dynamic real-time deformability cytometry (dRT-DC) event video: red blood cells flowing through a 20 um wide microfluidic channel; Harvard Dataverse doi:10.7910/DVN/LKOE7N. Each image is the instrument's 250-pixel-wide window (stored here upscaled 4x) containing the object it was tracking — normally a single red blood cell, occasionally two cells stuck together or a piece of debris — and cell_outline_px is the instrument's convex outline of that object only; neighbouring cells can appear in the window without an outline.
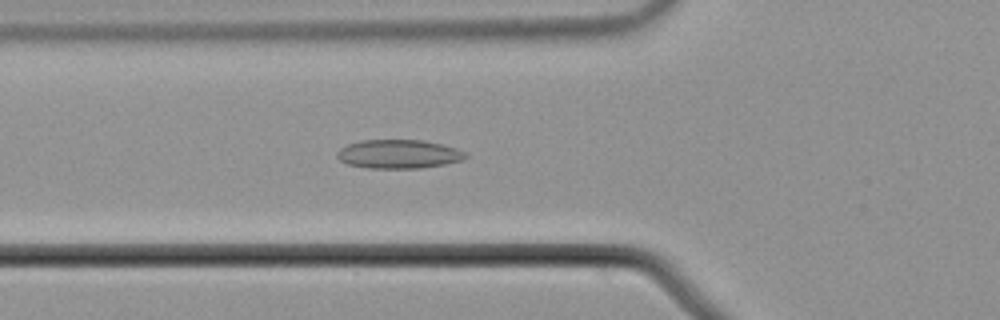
{"species": "common noctule bat (a hibernating species)", "species_latin": "Nyctalus noctula", "temperature_condition": "cold", "stored_images_in_passage": 56, "camera_frame_rate_fps": 3000, "um_per_image_px": 0.085, "animal": {"sex": "male", "body_mass_g": 21.5, "forearm_length_mm": 52.0}, "frame": {"image": 1, "passage_image": 21, "time_ms": 6.667, "image_size_px": [1000, 320], "cell_outline_px": [[468, 156], [464, 160], [444, 164], [420, 168], [368, 168], [348, 164], [340, 160], [336, 156], [336, 152], [340, 148], [348, 144], [360, 140], [424, 140], [456, 148], [468, 152]], "centroid_in_image_um": [33.9, 13.09], "position_along_channel_um": 91.9, "area_um2": 21.68}}
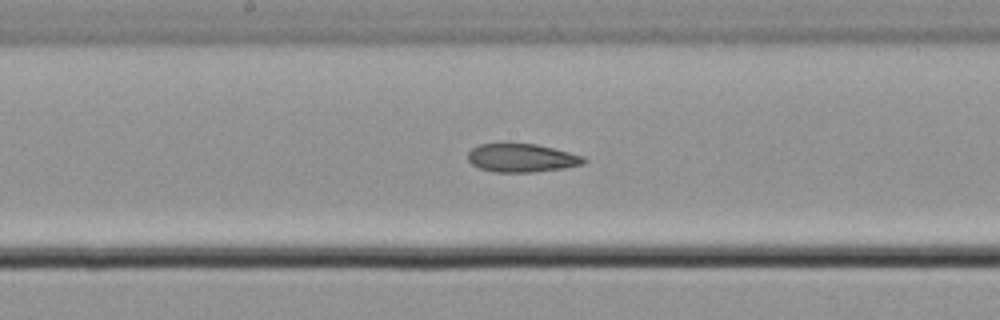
{"frame": {"image": 2, "passage_image": 30, "time_ms": 9.667, "image_size_px": [1000, 320], "cell_outline_px": [[588, 160], [584, 164], [564, 168], [536, 172], [492, 172], [480, 168], [472, 164], [468, 160], [468, 152], [472, 148], [480, 144], [508, 140], [536, 144], [584, 156]], "centroid_in_image_um": [44.32, 13.38], "position_along_channel_um": 203.9, "area_um2": 19.94}}
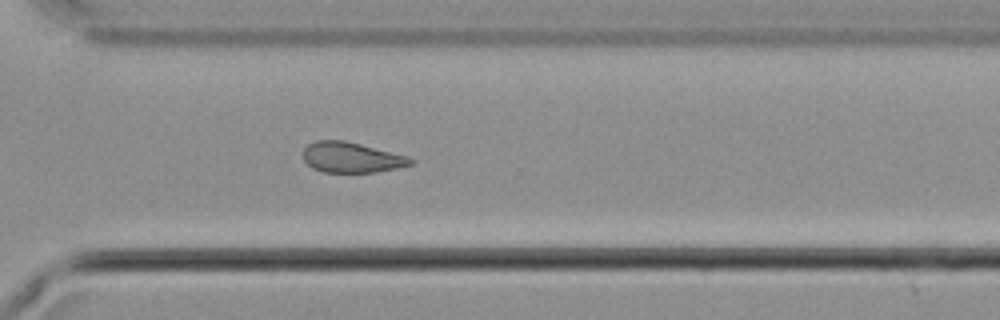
{"frame": {"image": 3, "passage_image": 41, "time_ms": 13.333, "image_size_px": [1000, 320], "cell_outline_px": [[416, 160], [412, 164], [400, 168], [376, 172], [324, 172], [312, 168], [304, 160], [304, 148], [308, 144], [316, 140], [344, 140], [408, 156]], "centroid_in_image_um": [29.9, 13.38], "position_along_channel_um": 340.7, "area_um2": 19.07}, "authors_computed_cell_mechanics": {"area_um2": 20.8947, "velocity_mm_per_s": 3.7263, "shape_relaxation_time_tau1_ms": null, "shape_relaxation_time_tau2_ms": 7.1756, "deformation_change_tau1": null, "deformation_change_tau2": 0.1241}}